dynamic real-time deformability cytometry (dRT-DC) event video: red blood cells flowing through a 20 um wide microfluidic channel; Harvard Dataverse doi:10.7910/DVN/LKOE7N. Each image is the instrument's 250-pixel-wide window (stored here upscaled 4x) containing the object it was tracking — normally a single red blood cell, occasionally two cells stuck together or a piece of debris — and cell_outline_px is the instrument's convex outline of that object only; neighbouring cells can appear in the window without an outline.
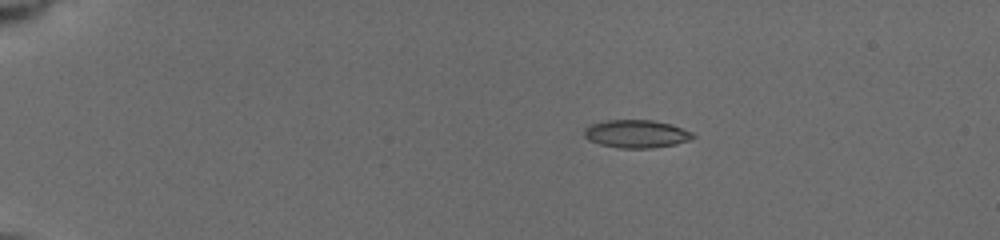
{"species": "common noctule bat (a hibernating species)", "species_latin": "Nyctalus noctula", "temperature_condition": "cold", "stored_images_in_passage": 52, "camera_frame_rate_fps": 3000, "um_per_image_px": 0.085, "animal": {"sex": "female", "body_mass_g": 19.5, "forearm_length_mm": 54.1}, "frame": {"image": 1, "passage_image": 1, "time_ms": 0.0, "image_size_px": [1000, 240], "cell_outline_px": [[696, 136], [692, 140], [676, 144], [648, 148], [620, 148], [600, 144], [588, 140], [584, 136], [584, 128], [588, 124], [608, 120], [652, 120], [672, 124], [692, 132]], "centroid_in_image_um": [54.09, 11.37], "position_along_channel_um": 30.9, "area_um2": 17.86}}
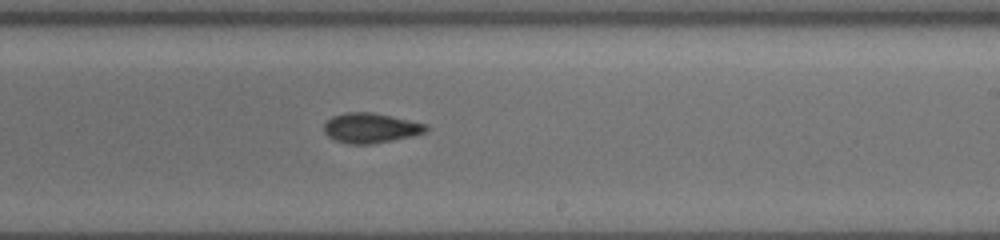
{"frame": {"image": 2, "passage_image": 30, "time_ms": 8.0, "image_size_px": [1000, 240], "cell_outline_px": [[428, 128], [424, 132], [408, 136], [368, 144], [352, 144], [336, 140], [328, 136], [324, 132], [324, 124], [332, 116], [344, 112], [372, 112], [428, 124]], "centroid_in_image_um": [31.46, 10.85], "position_along_channel_um": 257.5, "area_um2": 17.4}}
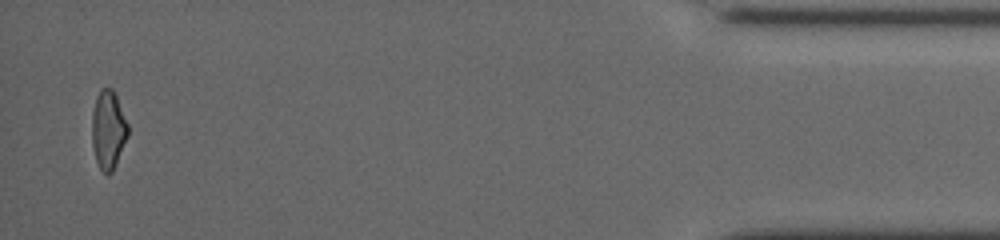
{"frame": {"image": 3, "passage_image": 52, "time_ms": 14.0, "image_size_px": [1000, 240], "cell_outline_px": [[128, 136], [116, 164], [112, 172], [108, 176], [100, 168], [96, 160], [92, 144], [92, 112], [96, 96], [100, 88], [112, 88], [116, 96], [128, 124]], "centroid_in_image_um": [9.19, 11.03], "position_along_channel_um": 426.0, "area_um2": 16.47}, "authors_computed_cell_mechanics": {"area_um2": 17.5134, "velocity_mm_per_s": 3.938, "shape_relaxation_time_tau1_ms": 8.7285, "shape_relaxation_time_tau2_ms": 7.3663, "deformation_change_tau1": 0.167, "deformation_change_tau2": 0.1438}}